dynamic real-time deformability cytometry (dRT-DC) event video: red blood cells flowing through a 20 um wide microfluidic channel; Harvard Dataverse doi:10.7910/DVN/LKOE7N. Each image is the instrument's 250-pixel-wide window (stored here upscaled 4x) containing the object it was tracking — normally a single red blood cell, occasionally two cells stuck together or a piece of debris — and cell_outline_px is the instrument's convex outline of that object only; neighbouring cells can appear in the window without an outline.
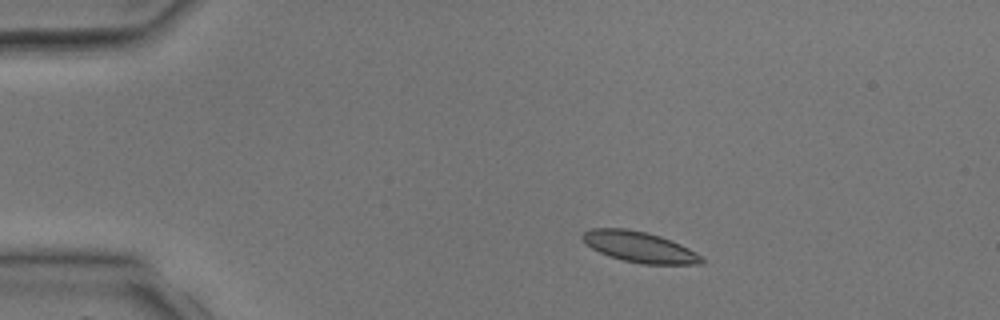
{"species": "common noctule bat (a hibernating species)", "species_latin": "Nyctalus noctula", "temperature_condition": "room temperature", "stored_images_in_passage": 3, "camera_frame_rate_fps": 3000, "um_per_image_px": 0.085, "animal": {"sex": "male", "body_mass_g": 17.9, "forearm_length_mm": 54.2}, "frame": {"image": 1, "passage_image": 2, "time_ms": 1.333, "image_size_px": [1000, 320], "cell_outline_px": [[704, 264], [644, 264], [624, 260], [600, 252], [592, 248], [584, 240], [584, 232], [592, 228], [624, 228], [644, 232], [660, 236], [680, 244], [696, 252], [704, 260]], "centroid_in_image_um": [54.4, 20.99], "position_along_channel_um": 30.6, "area_um2": 20.81}}